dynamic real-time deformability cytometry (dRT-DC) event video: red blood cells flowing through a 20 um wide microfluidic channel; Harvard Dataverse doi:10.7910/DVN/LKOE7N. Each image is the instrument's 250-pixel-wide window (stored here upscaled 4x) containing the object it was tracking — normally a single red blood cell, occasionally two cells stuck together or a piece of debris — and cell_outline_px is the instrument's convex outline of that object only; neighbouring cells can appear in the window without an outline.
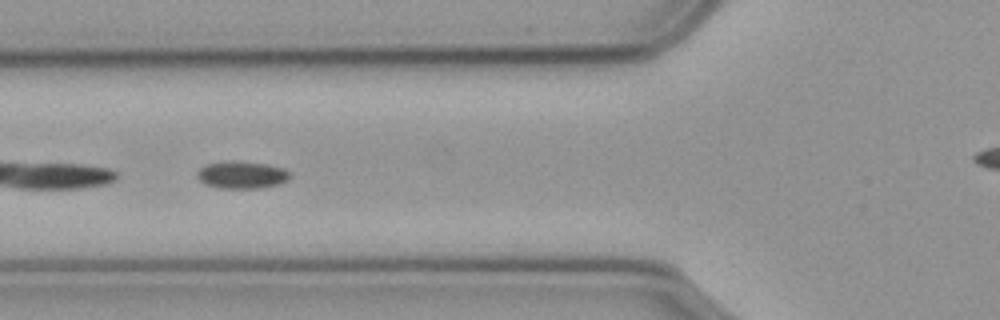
{"species": "common noctule bat (a hibernating species)", "species_latin": "Nyctalus noctula", "temperature_condition": "cold", "stored_images_in_passage": 20, "camera_frame_rate_fps": 3000, "um_per_image_px": 0.085, "animal": {"sex": "male", "body_mass_g": 23.1, "forearm_length_mm": 52.7}, "frame": {"image": 1, "passage_image": 4, "time_ms": 1.0, "image_size_px": [1000, 320], "cell_outline_px": [[288, 180], [276, 184], [260, 188], [216, 188], [204, 184], [196, 176], [196, 172], [200, 168], [208, 164], [264, 164], [284, 168], [288, 172]], "centroid_in_image_um": [20.52, 14.93], "position_along_channel_um": 105.3, "area_um2": 13.81}}